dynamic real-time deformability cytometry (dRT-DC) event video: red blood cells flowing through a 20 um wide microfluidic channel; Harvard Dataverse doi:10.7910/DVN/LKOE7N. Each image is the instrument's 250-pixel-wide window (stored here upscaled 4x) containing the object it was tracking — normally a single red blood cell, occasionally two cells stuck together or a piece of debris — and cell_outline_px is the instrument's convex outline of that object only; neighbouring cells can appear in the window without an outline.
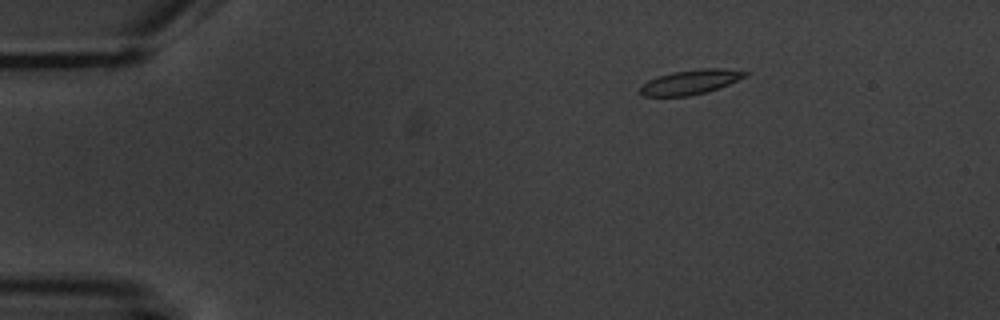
{"species": "common noctule bat (a hibernating species)", "species_latin": "Nyctalus noctula", "temperature_condition": "warm", "stored_images_in_passage": 9, "camera_frame_rate_fps": 3000, "um_per_image_px": 0.085, "animal": {"sex": "male", "body_mass_g": 20.1, "forearm_length_mm": 53.5}, "frame": {"image": 1, "passage_image": 1, "time_ms": 0.0, "image_size_px": [1000, 320], "cell_outline_px": [[748, 76], [720, 88], [708, 92], [688, 96], [644, 96], [636, 92], [648, 80], [672, 72], [700, 68], [724, 68], [748, 72]], "centroid_in_image_um": [58.71, 6.97], "position_along_channel_um": 26.3, "area_um2": 15.2}}
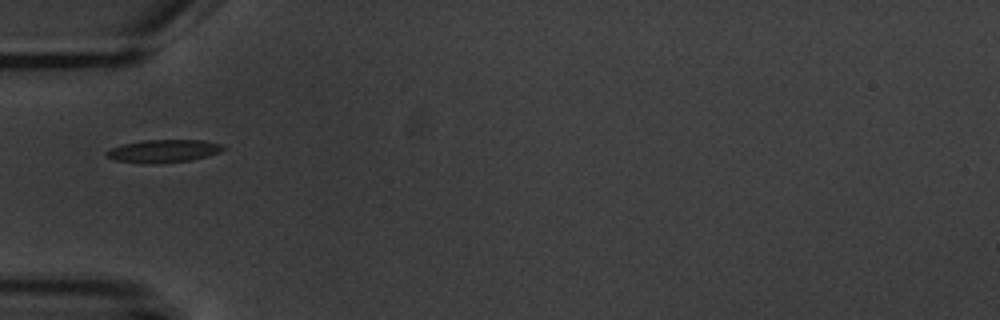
{"frame": {"image": 2, "passage_image": 4, "time_ms": 3.333, "image_size_px": [1000, 320], "cell_outline_px": [[224, 148], [220, 152], [208, 156], [192, 160], [156, 164], [140, 164], [112, 160], [104, 152], [112, 148], [124, 144], [140, 140], [204, 140], [224, 144]], "centroid_in_image_um": [13.9, 12.85], "position_along_channel_um": 71.1, "area_um2": 15.84}}
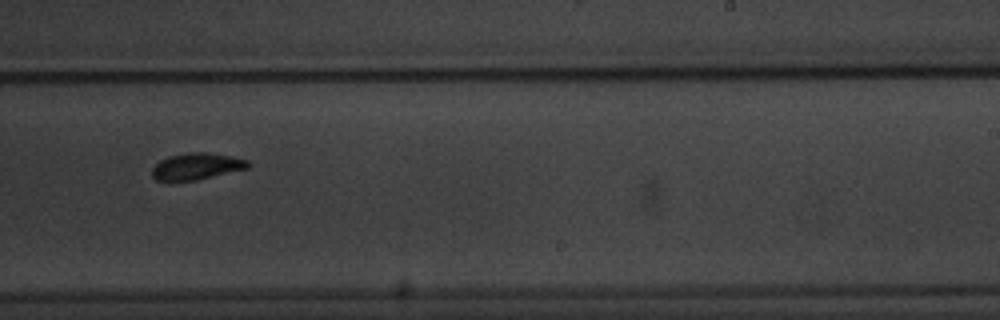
{"frame": {"image": 3, "passage_image": 9, "time_ms": 9.0, "image_size_px": [1000, 320], "cell_outline_px": [[252, 164], [248, 168], [196, 180], [172, 184], [156, 180], [152, 176], [152, 168], [160, 160], [168, 156], [188, 152], [208, 152], [248, 160]], "centroid_in_image_um": [16.64, 14.17], "position_along_channel_um": 272.4, "area_um2": 15.32}}